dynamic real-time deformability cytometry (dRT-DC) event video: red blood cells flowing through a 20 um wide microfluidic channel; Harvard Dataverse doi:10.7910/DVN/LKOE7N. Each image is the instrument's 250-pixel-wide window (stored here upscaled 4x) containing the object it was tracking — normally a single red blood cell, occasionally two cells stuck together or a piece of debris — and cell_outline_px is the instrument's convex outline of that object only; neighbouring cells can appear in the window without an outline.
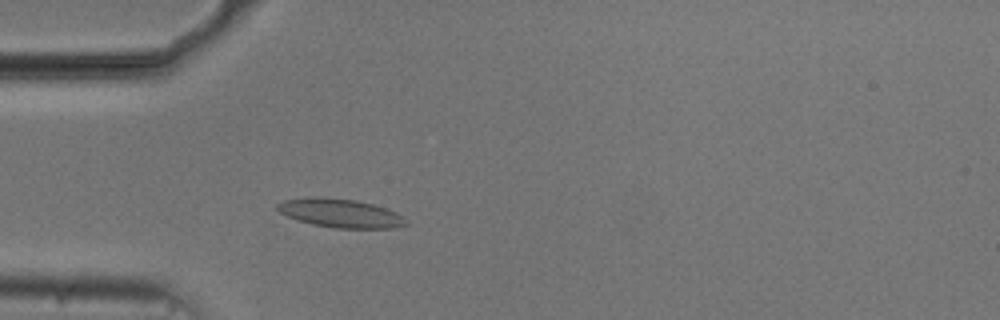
{"species": "common noctule bat (a hibernating species)", "species_latin": "Nyctalus noctula", "temperature_condition": "cold", "stored_images_in_passage": 48, "camera_frame_rate_fps": 3000, "um_per_image_px": 0.085, "animal": {"sex": "male", "body_mass_g": 20.5, "forearm_length_mm": 52.5}, "frame": {"image": 1, "passage_image": 10, "time_ms": 3.0, "image_size_px": [1000, 320], "cell_outline_px": [[408, 224], [392, 228], [336, 228], [312, 224], [288, 216], [280, 212], [276, 208], [276, 204], [284, 200], [312, 196], [324, 196], [356, 200], [372, 204], [396, 212], [404, 216], [408, 220]], "centroid_in_image_um": [28.94, 18.1], "position_along_channel_um": 56.1, "area_um2": 21.56}}
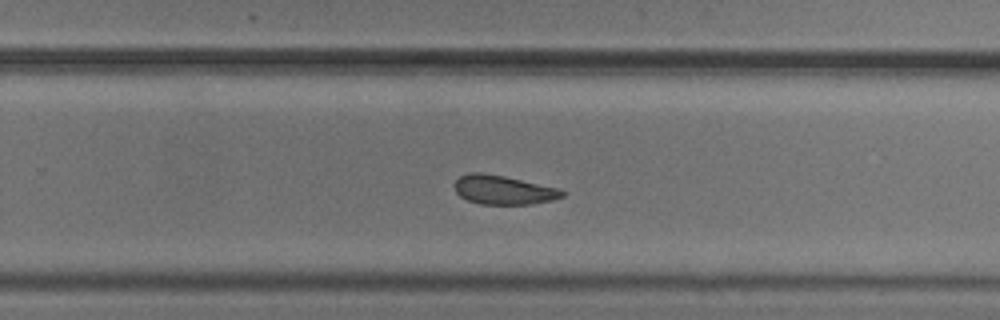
{"frame": {"image": 2, "passage_image": 29, "time_ms": 9.333, "image_size_px": [1000, 320], "cell_outline_px": [[564, 196], [552, 200], [528, 204], [480, 204], [468, 200], [460, 196], [456, 192], [452, 184], [460, 176], [468, 172], [484, 172], [504, 176], [560, 188], [564, 192]], "centroid_in_image_um": [42.75, 16.13], "position_along_channel_um": 287.1, "area_um2": 18.32}}
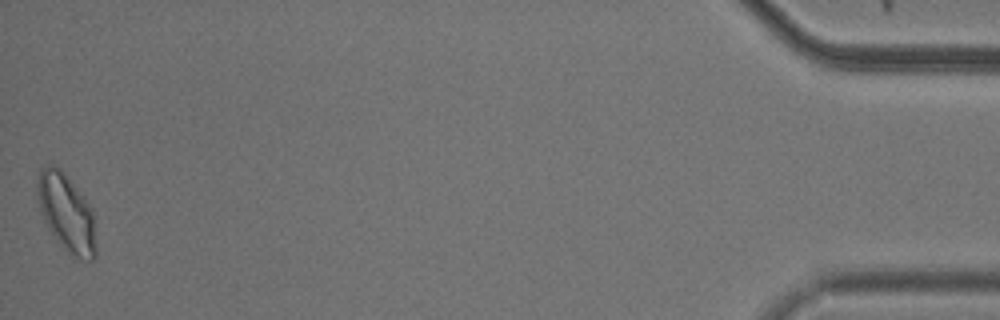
{"frame": {"image": 3, "passage_image": 48, "time_ms": 15.667, "image_size_px": [1000, 320], "cell_outline_px": [[96, 256], [92, 260], [72, 260], [48, 228], [40, 212], [36, 192], [36, 184], [40, 168], [48, 164], [52, 164], [60, 168], [64, 172], [92, 208], [96, 248]], "centroid_in_image_um": [5.63, 18.12], "position_along_channel_um": 429.6, "area_um2": 26.93}, "authors_computed_cell_mechanics": {"area_um2": 19.7676, "velocity_mm_per_s": 3.728, "shape_relaxation_time_tau1_ms": 2.9885, "shape_relaxation_time_tau2_ms": 2.7855, "deformation_change_tau1": 0.1043, "deformation_change_tau2": 0.0693}}